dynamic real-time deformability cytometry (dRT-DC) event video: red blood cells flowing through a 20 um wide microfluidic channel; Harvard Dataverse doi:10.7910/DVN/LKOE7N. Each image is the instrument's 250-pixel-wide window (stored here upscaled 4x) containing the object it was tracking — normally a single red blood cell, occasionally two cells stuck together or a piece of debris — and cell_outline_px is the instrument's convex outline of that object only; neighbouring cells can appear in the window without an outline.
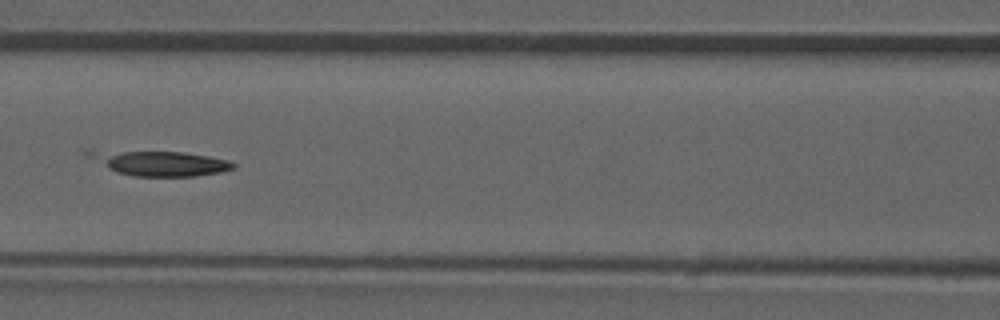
{"species": "common noctule bat (a hibernating species)", "species_latin": "Nyctalus noctula", "temperature_condition": "room temperature", "stored_images_in_passage": 39, "camera_frame_rate_fps": 3000, "um_per_image_px": 0.085, "animal": {"sex": "male", "forearm_length_mm": 52.5}, "frame": {"image": 1, "passage_image": 10, "time_ms": 3.0, "image_size_px": [1000, 320], "cell_outline_px": [[236, 168], [220, 172], [196, 176], [132, 176], [116, 172], [108, 168], [108, 160], [112, 156], [120, 152], [184, 152], [208, 156], [228, 160], [236, 164]], "centroid_in_image_um": [14.21, 13.95], "position_along_channel_um": 152.4, "area_um2": 18.5}}